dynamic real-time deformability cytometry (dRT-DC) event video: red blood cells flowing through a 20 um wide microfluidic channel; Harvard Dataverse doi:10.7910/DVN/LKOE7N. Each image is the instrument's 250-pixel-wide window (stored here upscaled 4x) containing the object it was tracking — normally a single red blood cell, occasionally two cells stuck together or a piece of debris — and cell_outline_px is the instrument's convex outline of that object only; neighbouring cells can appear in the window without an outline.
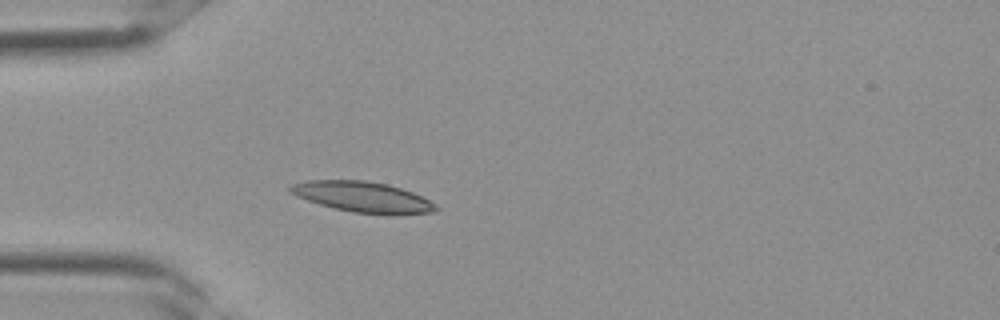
{"species": "Egyptian fruit bat (a non-hibernating species)", "species_latin": "Rousettus aegyptiacus", "temperature_condition": "room temperature", "stored_images_in_passage": 3, "camera_frame_rate_fps": 3000, "um_per_image_px": 0.085, "frame": {"image": 1, "passage_image": 3, "time_ms": 0.667, "image_size_px": [1000, 320], "cell_outline_px": [[440, 208], [436, 212], [352, 212], [332, 208], [296, 196], [288, 192], [288, 188], [292, 184], [308, 180], [364, 180], [388, 184], [412, 192], [436, 204]], "centroid_in_image_um": [30.74, 16.7], "position_along_channel_um": 54.3, "area_um2": 25.14}}